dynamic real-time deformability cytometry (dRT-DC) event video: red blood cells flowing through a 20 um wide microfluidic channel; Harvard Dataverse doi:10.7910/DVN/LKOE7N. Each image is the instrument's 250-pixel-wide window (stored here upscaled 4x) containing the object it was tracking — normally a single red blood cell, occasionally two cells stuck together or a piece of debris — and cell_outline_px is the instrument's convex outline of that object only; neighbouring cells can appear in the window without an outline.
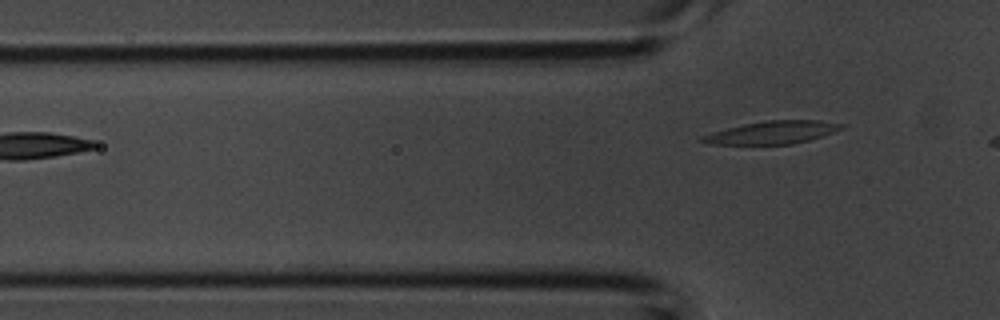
{"species": "common noctule bat (a hibernating species)", "species_latin": "Nyctalus noctula", "temperature_condition": "room temperature", "stored_images_in_passage": 2, "camera_frame_rate_fps": 3000, "um_per_image_px": 0.085, "animal": {"sex": "male", "body_mass_g": 20.1, "forearm_length_mm": 53.5}, "frame": {"image": 1, "passage_image": 2, "time_ms": 0.333, "image_size_px": [1000, 320], "cell_outline_px": [[844, 128], [824, 136], [792, 144], [712, 144], [700, 140], [700, 136], [712, 132], [744, 124], [768, 120], [820, 120], [844, 124]], "centroid_in_image_um": [65.69, 11.25], "position_along_channel_um": 60.1, "area_um2": 18.38}}